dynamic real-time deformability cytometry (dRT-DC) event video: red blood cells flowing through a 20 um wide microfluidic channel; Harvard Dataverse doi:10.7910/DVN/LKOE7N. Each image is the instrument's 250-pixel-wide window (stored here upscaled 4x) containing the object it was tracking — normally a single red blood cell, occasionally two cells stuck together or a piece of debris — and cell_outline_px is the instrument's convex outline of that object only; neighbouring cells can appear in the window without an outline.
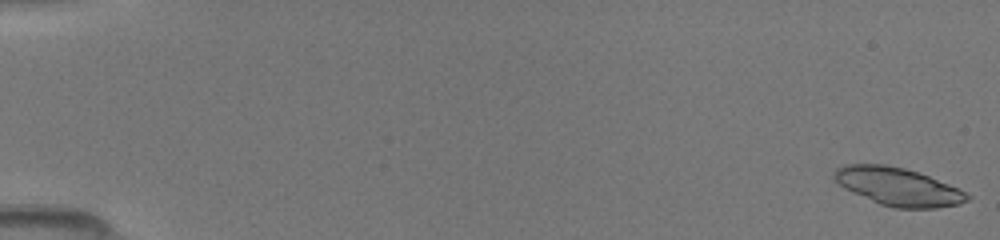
{"species": "common noctule bat (a hibernating species)", "species_latin": "Nyctalus noctula", "temperature_condition": "room temperature", "stored_images_in_passage": 49, "camera_frame_rate_fps": 3000, "um_per_image_px": 0.085, "animal": {"sex": "female", "body_mass_g": 19.5, "forearm_length_mm": 54.1}, "frame": {"image": 1, "passage_image": 1, "time_ms": 0.0, "image_size_px": [1000, 240], "cell_outline_px": [[972, 196], [968, 200], [960, 204], [936, 208], [896, 208], [880, 204], [852, 192], [844, 188], [832, 176], [832, 172], [836, 168], [844, 164], [884, 164], [904, 168], [928, 176], [948, 184]], "centroid_in_image_um": [76.3, 15.86], "position_along_channel_um": 8.7, "area_um2": 29.19}}
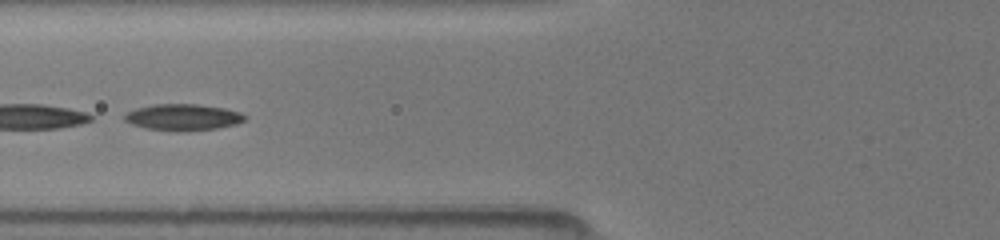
{"frame": {"image": 2, "passage_image": 21, "time_ms": 6.667, "image_size_px": [1000, 240], "cell_outline_px": [[248, 116], [244, 120], [236, 124], [216, 128], [180, 132], [176, 132], [144, 128], [132, 124], [124, 120], [124, 116], [128, 112], [136, 108], [152, 104], [200, 104], [224, 108], [240, 112]], "centroid_in_image_um": [15.55, 9.96], "position_along_channel_um": 110.3, "area_um2": 18.67}}
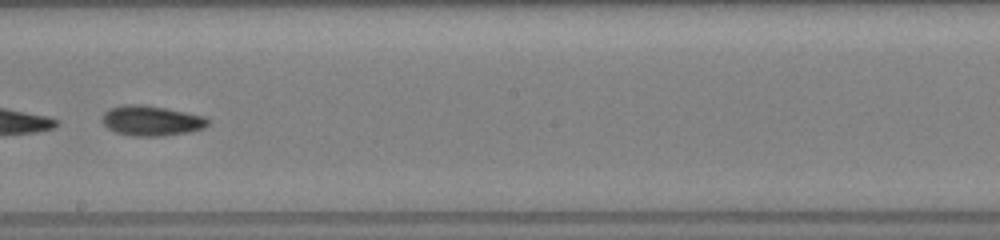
{"frame": {"image": 3, "passage_image": 30, "time_ms": 9.667, "image_size_px": [1000, 240], "cell_outline_px": [[208, 124], [204, 128], [192, 132], [160, 136], [132, 136], [116, 132], [108, 128], [100, 120], [100, 116], [108, 108], [124, 104], [144, 104], [204, 116], [208, 120]], "centroid_in_image_um": [12.82, 10.26], "position_along_channel_um": 235.4, "area_um2": 18.73}}